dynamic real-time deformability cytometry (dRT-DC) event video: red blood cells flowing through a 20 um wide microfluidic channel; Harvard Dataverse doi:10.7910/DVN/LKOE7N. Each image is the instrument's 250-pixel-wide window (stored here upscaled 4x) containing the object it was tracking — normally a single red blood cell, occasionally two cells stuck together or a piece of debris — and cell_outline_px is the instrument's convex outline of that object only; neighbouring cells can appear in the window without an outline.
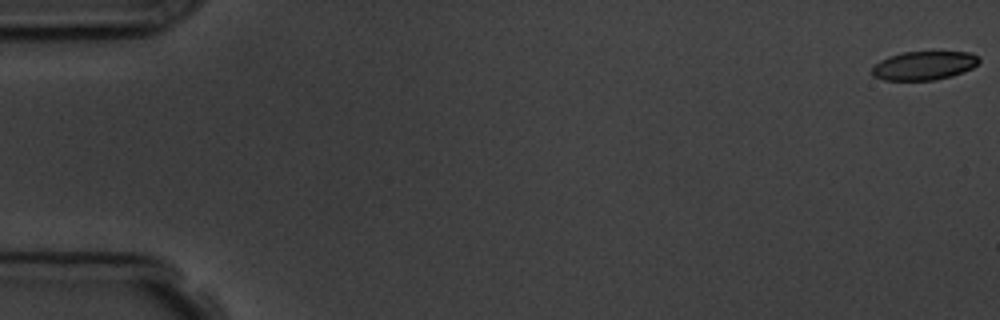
{"species": "common noctule bat (a hibernating species)", "species_latin": "Nyctalus noctula", "temperature_condition": "room temperature", "stored_images_in_passage": 5, "camera_frame_rate_fps": 3000, "um_per_image_px": 0.085, "animal": {"sex": "male", "body_mass_g": 19.5, "forearm_length_mm": 54.6}, "frame": {"image": 1, "passage_image": 1, "time_ms": 0.0, "image_size_px": [1000, 320], "cell_outline_px": [[980, 60], [972, 68], [964, 72], [952, 76], [936, 80], [884, 80], [872, 76], [872, 68], [880, 60], [888, 56], [904, 52], [972, 52], [980, 56]], "centroid_in_image_um": [78.56, 5.57], "position_along_channel_um": 6.4, "area_um2": 18.03}}
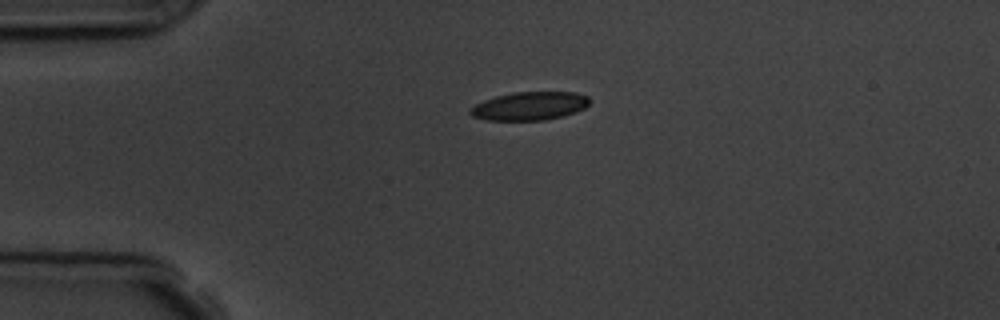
{"frame": {"image": 2, "passage_image": 4, "time_ms": 4.333, "image_size_px": [1000, 320], "cell_outline_px": [[592, 100], [584, 108], [576, 112], [544, 120], [488, 120], [472, 116], [468, 112], [468, 108], [484, 100], [496, 96], [512, 92], [576, 92], [588, 96]], "centroid_in_image_um": [45.01, 9.0], "position_along_channel_um": 40.0, "area_um2": 19.77}}